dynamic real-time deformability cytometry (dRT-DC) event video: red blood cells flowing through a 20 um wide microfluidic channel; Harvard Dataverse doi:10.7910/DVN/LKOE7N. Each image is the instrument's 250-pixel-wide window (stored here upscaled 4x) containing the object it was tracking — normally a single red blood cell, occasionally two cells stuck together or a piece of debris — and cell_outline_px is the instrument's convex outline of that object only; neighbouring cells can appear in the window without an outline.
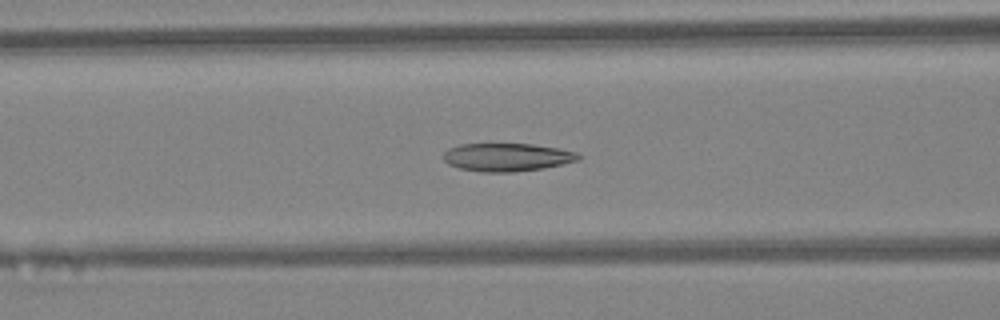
{"species": "Egyptian fruit bat (a non-hibernating species)", "species_latin": "Rousettus aegyptiacus", "temperature_condition": "warm", "stored_images_in_passage": 45, "camera_frame_rate_fps": 3000, "um_per_image_px": 0.085, "animal": {"sex": "female"}, "frame": {"image": 1, "passage_image": 18, "time_ms": 5.667, "image_size_px": [1000, 320], "cell_outline_px": [[580, 160], [544, 168], [512, 172], [484, 172], [460, 168], [448, 164], [444, 160], [444, 152], [448, 148], [460, 144], [532, 144], [556, 148], [576, 152], [580, 156]], "centroid_in_image_um": [43.08, 13.36], "position_along_channel_um": 123.5, "area_um2": 21.96}}
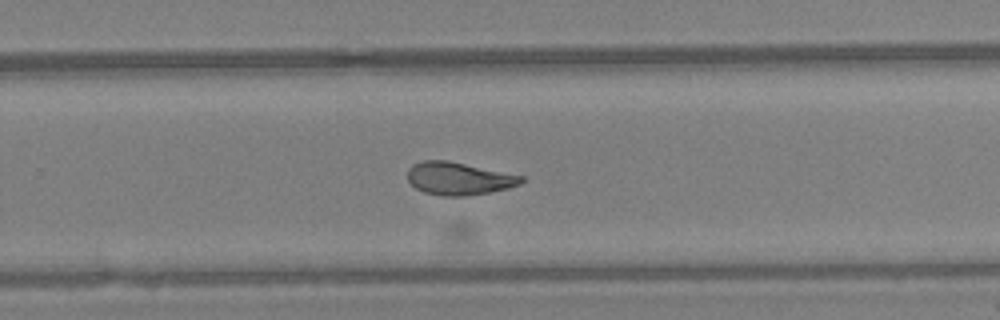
{"frame": {"image": 2, "passage_image": 29, "time_ms": 9.333, "image_size_px": [1000, 320], "cell_outline_px": [[524, 180], [520, 184], [508, 188], [488, 192], [464, 196], [440, 196], [424, 192], [416, 188], [408, 180], [408, 168], [412, 164], [424, 160], [448, 160], [524, 176]], "centroid_in_image_um": [38.98, 15.17], "position_along_channel_um": 290.8, "area_um2": 21.68}}
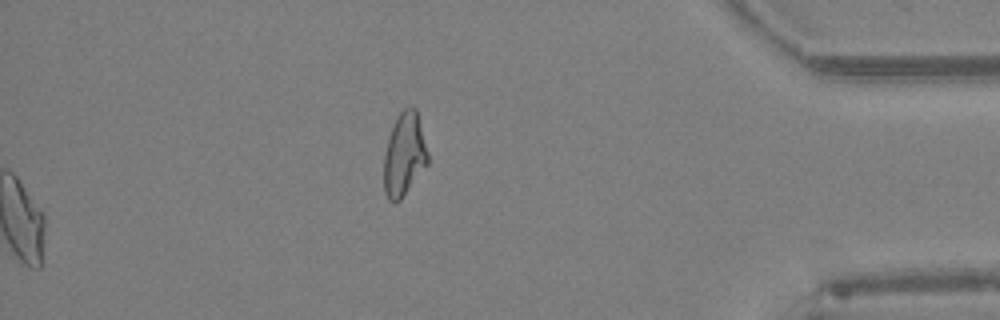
{"frame": {"image": 3, "passage_image": 45, "time_ms": 14.667, "image_size_px": [1000, 320], "cell_outline_px": [[428, 164], [400, 200], [396, 204], [388, 200], [384, 192], [384, 152], [396, 116], [408, 104], [412, 104], [416, 108], [428, 152]], "centroid_in_image_um": [34.36, 13.12], "position_along_channel_um": 400.8, "area_um2": 21.5}, "authors_computed_cell_mechanics": {"area_um2": 22.831, "velocity_mm_per_s": 4.5835, "shape_relaxation_time_tau1_ms": 8.2991, "shape_relaxation_time_tau2_ms": 2.0478, "deformation_change_tau1": 0.2233, "deformation_change_tau2": 0.0851}}